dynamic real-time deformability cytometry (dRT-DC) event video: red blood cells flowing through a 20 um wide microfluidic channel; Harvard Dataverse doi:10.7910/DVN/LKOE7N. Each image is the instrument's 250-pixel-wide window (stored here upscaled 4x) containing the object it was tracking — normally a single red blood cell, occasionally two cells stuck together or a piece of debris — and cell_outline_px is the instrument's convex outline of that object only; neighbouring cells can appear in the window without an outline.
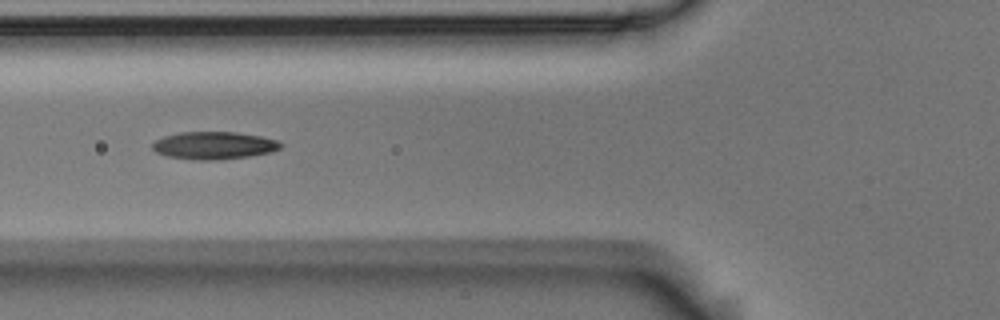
{"species": "Egyptian fruit bat (a non-hibernating species)", "species_latin": "Rousettus aegyptiacus", "temperature_condition": "room temperature", "stored_images_in_passage": 8, "camera_frame_rate_fps": 3000, "um_per_image_px": 0.085, "animal": {"sex": "male"}, "frame": {"image": 1, "passage_image": 4, "time_ms": 1.0, "image_size_px": [1000, 320], "cell_outline_px": [[284, 144], [280, 148], [272, 152], [248, 156], [216, 160], [192, 160], [168, 156], [156, 152], [152, 148], [152, 144], [156, 140], [164, 136], [180, 132], [236, 132], [260, 136], [276, 140]], "centroid_in_image_um": [18.18, 12.36], "position_along_channel_um": 107.6, "area_um2": 20.58}}
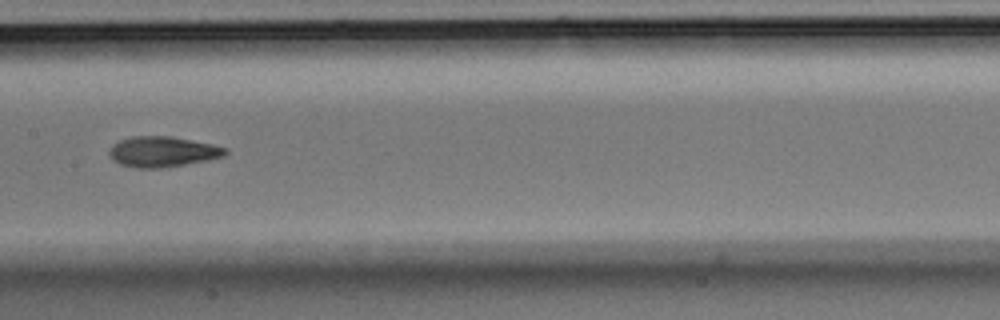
{"frame": {"image": 2, "passage_image": 6, "time_ms": 1.667, "image_size_px": [1000, 320], "cell_outline_px": [[228, 152], [224, 156], [208, 160], [160, 168], [136, 168], [120, 164], [112, 160], [108, 156], [108, 148], [112, 144], [120, 140], [132, 136], [168, 136], [212, 144], [228, 148]], "centroid_in_image_um": [13.77, 12.9], "position_along_channel_um": 193.6, "area_um2": 20.69}}
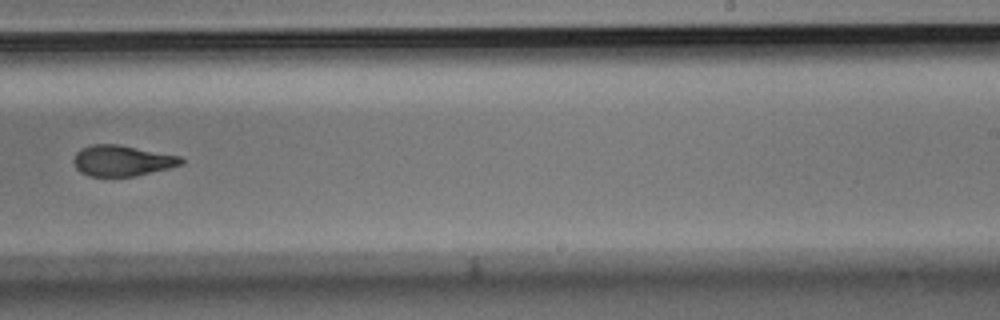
{"frame": {"image": 3, "passage_image": 8, "time_ms": 2.333, "image_size_px": [1000, 320], "cell_outline_px": [[184, 164], [136, 176], [88, 176], [80, 172], [76, 168], [72, 160], [76, 152], [80, 148], [92, 144], [116, 144], [180, 156], [184, 160]], "centroid_in_image_um": [10.34, 13.66], "position_along_channel_um": 278.7, "area_um2": 19.31}}